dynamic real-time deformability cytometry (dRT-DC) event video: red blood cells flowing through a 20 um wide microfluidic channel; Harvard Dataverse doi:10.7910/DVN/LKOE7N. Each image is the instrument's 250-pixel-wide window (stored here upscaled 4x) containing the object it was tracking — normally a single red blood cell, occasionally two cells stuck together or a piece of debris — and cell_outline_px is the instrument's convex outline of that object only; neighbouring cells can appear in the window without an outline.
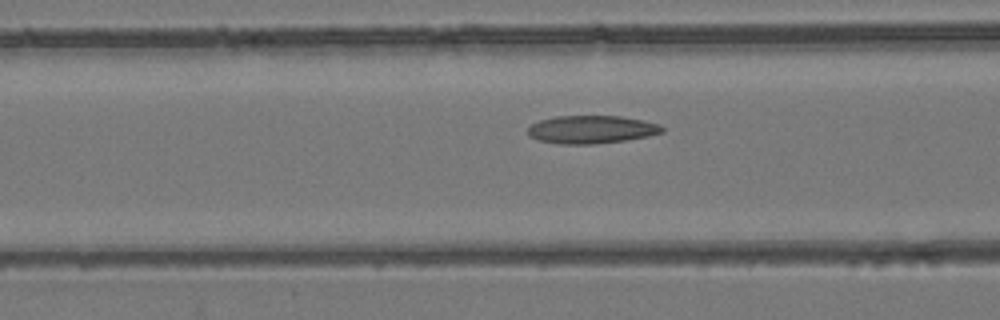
{"species": "common noctule bat (a hibernating species)", "species_latin": "Nyctalus noctula", "temperature_condition": "room temperature", "stored_images_in_passage": 33, "camera_frame_rate_fps": 3000, "um_per_image_px": 0.085, "animal": {"sex": "female", "body_mass_g": 24.6, "forearm_length_mm": 56.2}, "frame": {"image": 1, "passage_image": 5, "time_ms": 1.333, "image_size_px": [1000, 320], "cell_outline_px": [[664, 132], [648, 136], [624, 140], [596, 144], [560, 144], [536, 140], [528, 136], [528, 128], [532, 124], [540, 120], [556, 116], [620, 116], [644, 120], [660, 124], [664, 128]], "centroid_in_image_um": [50.27, 11.01], "position_along_channel_um": 116.3, "area_um2": 22.02}}
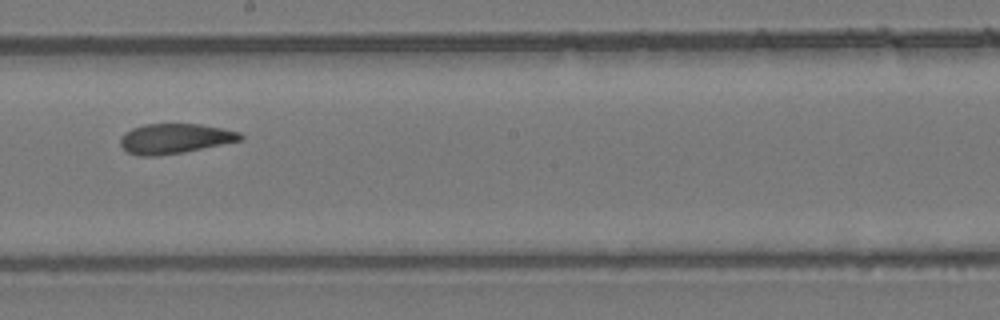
{"frame": {"image": 2, "passage_image": 14, "time_ms": 4.333, "image_size_px": [1000, 320], "cell_outline_px": [[244, 136], [240, 140], [184, 152], [156, 156], [140, 156], [128, 152], [120, 144], [120, 140], [124, 132], [132, 128], [144, 124], [200, 124], [240, 132]], "centroid_in_image_um": [14.82, 11.77], "position_along_channel_um": 233.4, "area_um2": 20.75}}
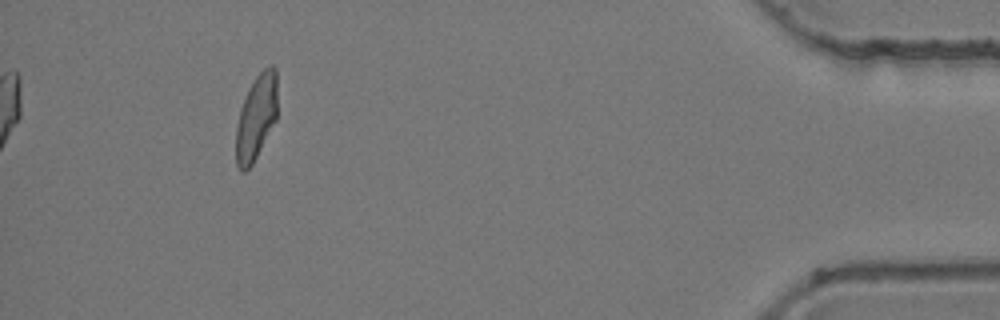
{"frame": {"image": 3, "passage_image": 33, "time_ms": 10.667, "image_size_px": [1000, 320], "cell_outline_px": [[276, 120], [252, 164], [244, 172], [240, 172], [236, 164], [236, 124], [240, 108], [248, 88], [256, 76], [268, 64], [272, 64], [276, 68]], "centroid_in_image_um": [21.76, 9.96], "position_along_channel_um": 413.4, "area_um2": 20.58}, "authors_computed_cell_mechanics": {"area_um2": 21.3282, "velocity_mm_per_s": 3.8958, "shape_relaxation_time_tau1_ms": null, "shape_relaxation_time_tau2_ms": 2.9903, "deformation_change_tau1": null, "deformation_change_tau2": 0.1071}}